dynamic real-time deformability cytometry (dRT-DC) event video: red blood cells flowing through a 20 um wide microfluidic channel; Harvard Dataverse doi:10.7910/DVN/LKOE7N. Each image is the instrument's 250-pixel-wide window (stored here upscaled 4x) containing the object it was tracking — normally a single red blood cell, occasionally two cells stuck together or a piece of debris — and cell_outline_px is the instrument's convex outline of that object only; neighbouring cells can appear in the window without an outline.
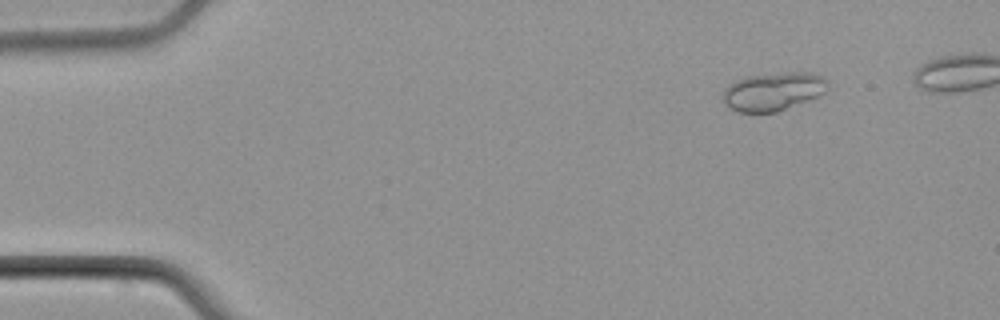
{"species": "common noctule bat (a hibernating species)", "species_latin": "Nyctalus noctula", "temperature_condition": "cold", "stored_images_in_passage": 4, "camera_frame_rate_fps": 3000, "um_per_image_px": 0.085, "animal": {"sex": "male", "body_mass_g": 21.5, "forearm_length_mm": 52.0}, "frame": {"image": 1, "passage_image": 1, "time_ms": 0.0, "image_size_px": [1000, 320], "cell_outline_px": [[828, 88], [824, 92], [816, 96], [776, 112], [740, 112], [728, 108], [724, 104], [724, 88], [728, 84], [744, 76], [784, 72], [812, 72], [820, 76], [828, 84]], "centroid_in_image_um": [65.66, 7.76], "position_along_channel_um": 19.3, "area_um2": 23.24}}